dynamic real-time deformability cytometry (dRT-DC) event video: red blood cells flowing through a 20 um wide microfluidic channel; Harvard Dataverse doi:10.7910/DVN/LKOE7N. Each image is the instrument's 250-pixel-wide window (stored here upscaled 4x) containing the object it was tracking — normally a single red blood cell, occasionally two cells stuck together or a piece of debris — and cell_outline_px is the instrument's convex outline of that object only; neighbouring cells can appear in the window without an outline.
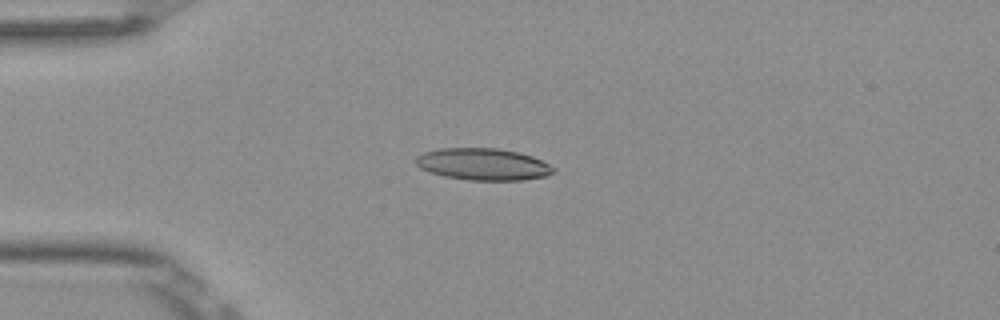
{"species": "Egyptian fruit bat (a non-hibernating species)", "species_latin": "Rousettus aegyptiacus", "temperature_condition": "room temperature", "stored_images_in_passage": 6, "camera_frame_rate_fps": 3000, "um_per_image_px": 0.085, "frame": {"image": 1, "passage_image": 3, "time_ms": 0.667, "image_size_px": [1000, 320], "cell_outline_px": [[556, 172], [548, 176], [524, 180], [468, 180], [444, 176], [420, 168], [416, 164], [416, 156], [424, 152], [440, 148], [500, 148], [532, 156], [556, 168]], "centroid_in_image_um": [41.09, 13.96], "position_along_channel_um": 43.9, "area_um2": 25.61}}
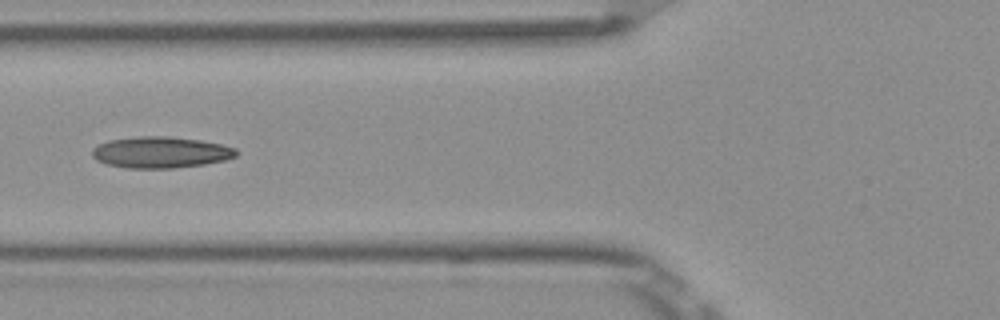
{"frame": {"image": 2, "passage_image": 5, "time_ms": 1.333, "image_size_px": [1000, 320], "cell_outline_px": [[240, 152], [236, 156], [224, 160], [204, 164], [172, 168], [128, 168], [108, 164], [96, 160], [92, 156], [92, 148], [108, 140], [140, 136], [168, 136], [200, 140], [220, 144], [236, 148]], "centroid_in_image_um": [13.66, 12.94], "position_along_channel_um": 112.1, "area_um2": 26.24}}
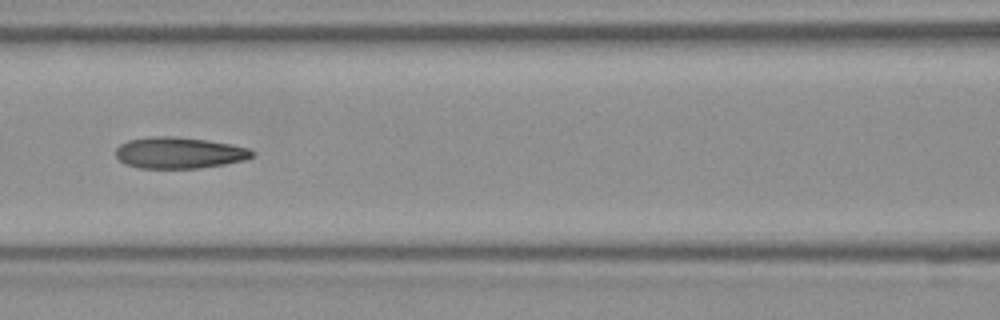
{"frame": {"image": 3, "passage_image": 6, "time_ms": 1.667, "image_size_px": [1000, 320], "cell_outline_px": [[256, 152], [252, 156], [244, 160], [224, 164], [200, 168], [140, 168], [124, 164], [116, 156], [116, 148], [120, 144], [128, 140], [148, 136], [172, 136], [204, 140], [232, 144], [248, 148]], "centroid_in_image_um": [15.21, 12.99], "position_along_channel_um": 151.4, "area_um2": 24.91}}